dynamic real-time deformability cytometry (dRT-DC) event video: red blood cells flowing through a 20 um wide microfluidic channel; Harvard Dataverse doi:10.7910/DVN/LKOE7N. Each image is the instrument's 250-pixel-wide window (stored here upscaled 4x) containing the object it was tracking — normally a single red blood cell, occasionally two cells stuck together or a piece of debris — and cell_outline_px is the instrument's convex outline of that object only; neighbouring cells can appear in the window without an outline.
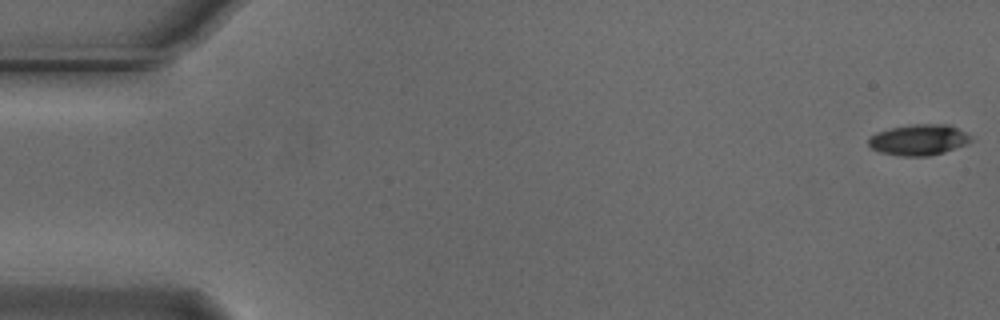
{"species": "Egyptian fruit bat (a non-hibernating species)", "species_latin": "Rousettus aegyptiacus", "temperature_condition": "cold", "stored_images_in_passage": 50, "camera_frame_rate_fps": 3000, "um_per_image_px": 0.085, "animal": {"sex": "male"}, "frame": {"image": 1, "passage_image": 1, "time_ms": 0.0, "image_size_px": [1000, 320], "cell_outline_px": [[972, 140], [964, 144], [944, 152], [928, 156], [904, 156], [880, 152], [872, 148], [868, 144], [868, 140], [876, 132], [892, 128], [912, 124], [952, 124], [972, 136]], "centroid_in_image_um": [78.12, 11.87], "position_along_channel_um": 6.9, "area_um2": 18.32}}
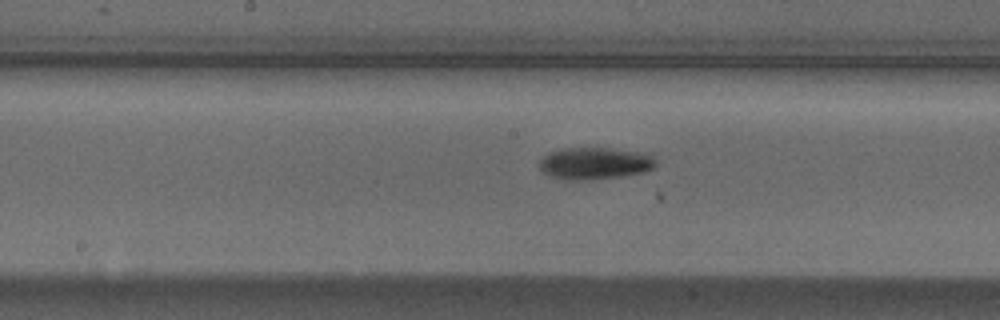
{"frame": {"image": 2, "passage_image": 28, "time_ms": 9.0, "image_size_px": [1000, 320], "cell_outline_px": [[656, 164], [652, 168], [644, 172], [624, 176], [588, 180], [568, 180], [552, 176], [544, 172], [540, 168], [540, 160], [548, 152], [560, 148], [608, 148], [652, 152], [656, 160]], "centroid_in_image_um": [50.63, 13.86], "position_along_channel_um": 197.6, "area_um2": 22.08}}
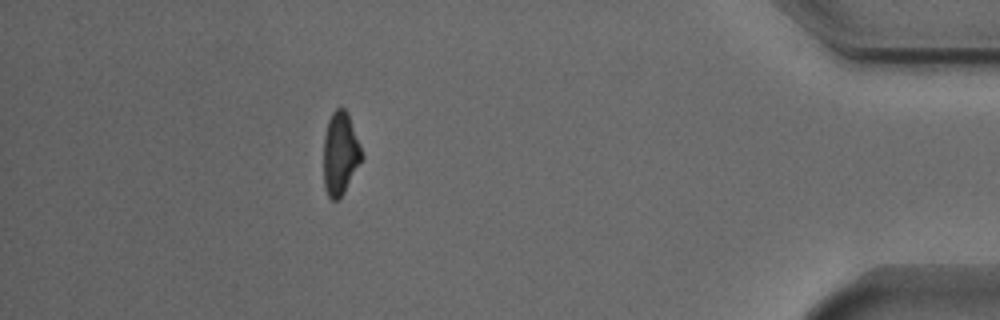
{"frame": {"image": 3, "passage_image": 49, "time_ms": 16.0, "image_size_px": [1000, 320], "cell_outline_px": [[364, 156], [344, 192], [336, 200], [332, 200], [328, 196], [324, 188], [324, 136], [328, 120], [332, 112], [340, 104], [348, 112], [360, 144]], "centroid_in_image_um": [28.93, 13.0], "position_along_channel_um": 406.3, "area_um2": 18.55}}